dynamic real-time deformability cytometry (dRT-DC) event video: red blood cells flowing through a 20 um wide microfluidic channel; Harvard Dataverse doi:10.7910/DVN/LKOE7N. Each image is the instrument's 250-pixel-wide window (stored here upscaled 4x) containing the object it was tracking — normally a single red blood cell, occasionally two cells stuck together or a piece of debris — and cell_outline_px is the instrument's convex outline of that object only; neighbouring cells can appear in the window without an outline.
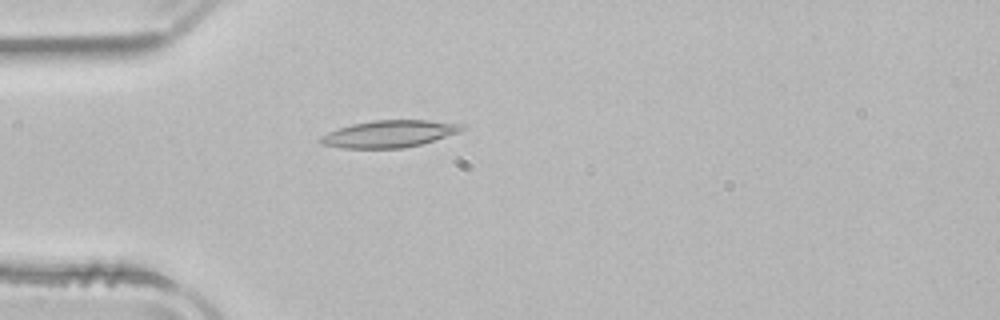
{"species": "common noctule bat (a hibernating species)", "species_latin": "Nyctalus noctula", "temperature_condition": "room temperature", "stored_images_in_passage": 39, "camera_frame_rate_fps": 3000, "um_per_image_px": 0.085, "animal": {"sex": "male", "body_mass_g": 21.5, "forearm_length_mm": 52.0}, "frame": {"image": 1, "passage_image": 2, "time_ms": 0.333, "image_size_px": [1000, 320], "cell_outline_px": [[464, 128], [460, 132], [420, 144], [404, 148], [344, 148], [320, 144], [316, 140], [320, 136], [336, 128], [352, 124], [372, 120], [428, 120], [464, 124]], "centroid_in_image_um": [33.03, 11.37], "position_along_channel_um": 52.0, "area_um2": 22.37}}
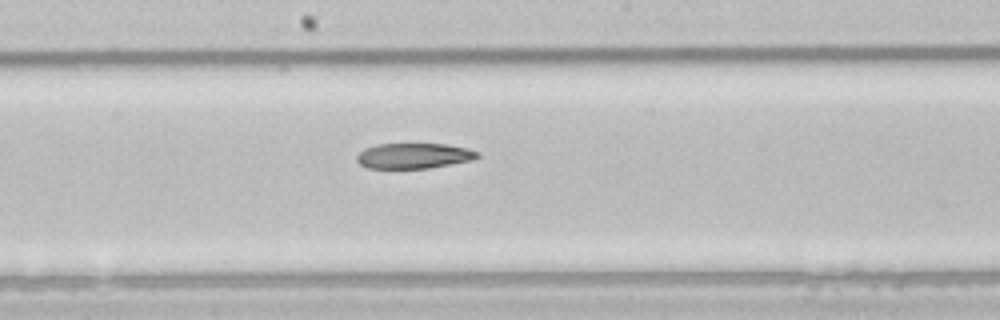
{"frame": {"image": 2, "passage_image": 15, "time_ms": 4.667, "image_size_px": [1000, 320], "cell_outline_px": [[480, 156], [472, 160], [452, 164], [428, 168], [368, 168], [360, 164], [356, 160], [356, 156], [364, 148], [376, 144], [448, 144], [468, 148], [480, 152]], "centroid_in_image_um": [35.19, 13.24], "position_along_channel_um": 213.0, "area_um2": 17.98}}
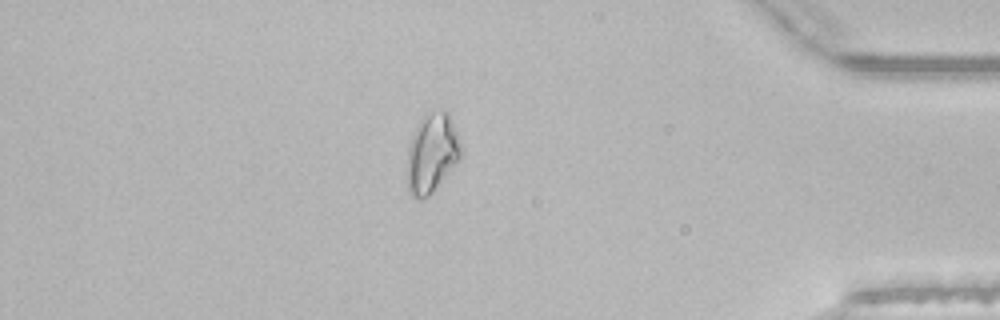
{"frame": {"image": 3, "passage_image": 32, "time_ms": 10.333, "image_size_px": [1000, 320], "cell_outline_px": [[460, 156], [432, 192], [428, 196], [420, 200], [412, 196], [408, 192], [408, 144], [416, 124], [424, 112], [444, 108], [448, 112], [460, 140]], "centroid_in_image_um": [36.67, 12.93], "position_along_channel_um": 398.5, "area_um2": 24.74}, "authors_computed_cell_mechanics": {"area_um2": 20.1144, "velocity_mm_per_s": 3.9211, "shape_relaxation_time_tau1_ms": 9.8981, "shape_relaxation_time_tau2_ms": null, "deformation_change_tau1": 0.2081, "deformation_change_tau2": null}}